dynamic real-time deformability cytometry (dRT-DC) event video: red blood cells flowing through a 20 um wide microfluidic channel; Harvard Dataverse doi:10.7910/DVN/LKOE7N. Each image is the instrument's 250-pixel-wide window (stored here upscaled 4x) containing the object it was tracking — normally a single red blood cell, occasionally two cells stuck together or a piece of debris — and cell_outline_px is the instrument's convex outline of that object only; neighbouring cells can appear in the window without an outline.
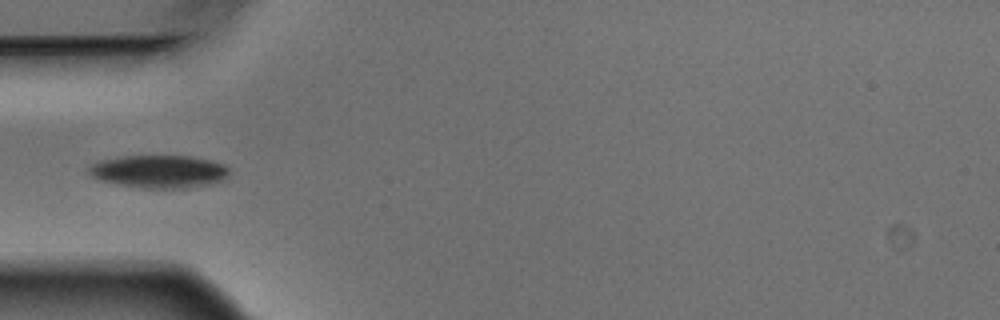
{"species": "Egyptian fruit bat (a non-hibernating species)", "species_latin": "Rousettus aegyptiacus", "temperature_condition": "warm", "stored_images_in_passage": 5, "camera_frame_rate_fps": 3000, "um_per_image_px": 0.085, "animal": {"sex": "male"}, "frame": {"image": 1, "passage_image": 5, "time_ms": 1.333, "image_size_px": [1000, 320], "cell_outline_px": [[228, 180], [212, 184], [192, 188], [140, 188], [116, 184], [96, 180], [88, 176], [88, 168], [92, 164], [100, 160], [124, 156], [188, 156], [208, 160], [224, 164], [228, 168]], "centroid_in_image_um": [13.51, 14.6], "position_along_channel_um": 71.5, "area_um2": 27.34}}